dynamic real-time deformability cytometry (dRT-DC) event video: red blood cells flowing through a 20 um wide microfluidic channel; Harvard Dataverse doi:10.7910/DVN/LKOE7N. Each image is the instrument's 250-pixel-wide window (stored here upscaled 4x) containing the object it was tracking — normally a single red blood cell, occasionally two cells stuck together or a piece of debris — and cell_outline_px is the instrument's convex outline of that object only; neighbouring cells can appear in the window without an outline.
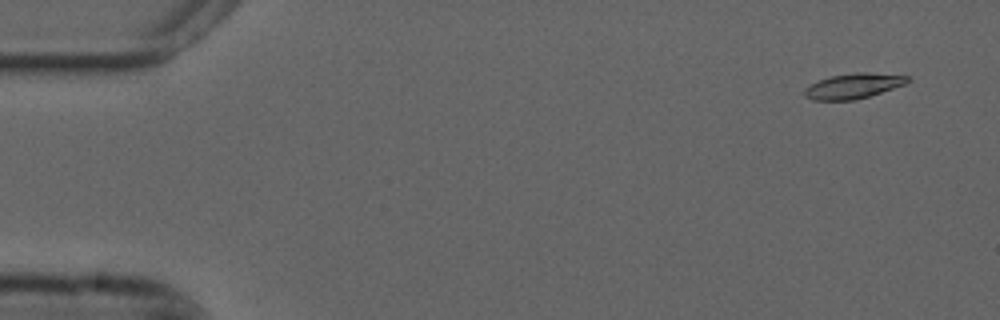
{"species": "common noctule bat (a hibernating species)", "species_latin": "Nyctalus noctula", "temperature_condition": "cold", "stored_images_in_passage": 56, "camera_frame_rate_fps": 3000, "um_per_image_px": 0.085, "animal": {"sex": "male", "forearm_length_mm": 52.5}, "frame": {"image": 1, "passage_image": 4, "time_ms": 1.0, "image_size_px": [1000, 320], "cell_outline_px": [[912, 80], [908, 84], [856, 100], [812, 100], [804, 96], [804, 88], [808, 84], [832, 76], [856, 72], [868, 72], [908, 76]], "centroid_in_image_um": [72.56, 7.31], "position_along_channel_um": 12.4, "area_um2": 15.32}}
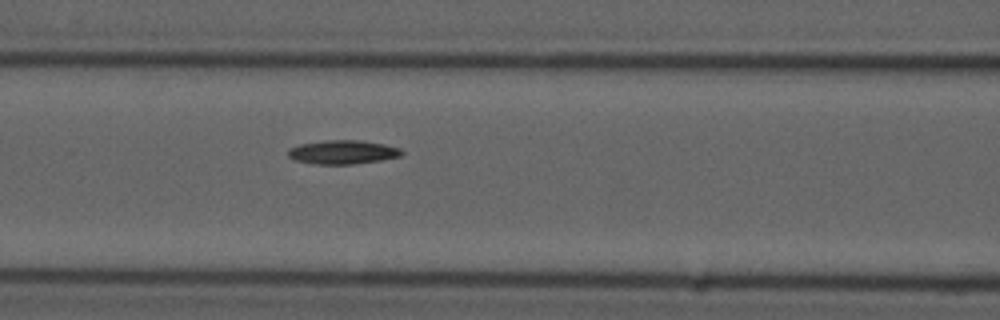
{"frame": {"image": 2, "passage_image": 24, "time_ms": 7.667, "image_size_px": [1000, 320], "cell_outline_px": [[404, 152], [400, 156], [380, 160], [352, 164], [312, 164], [296, 160], [288, 156], [288, 148], [300, 144], [328, 140], [360, 140], [384, 144], [400, 148]], "centroid_in_image_um": [29.12, 12.93], "position_along_channel_um": 137.5, "area_um2": 15.72}}
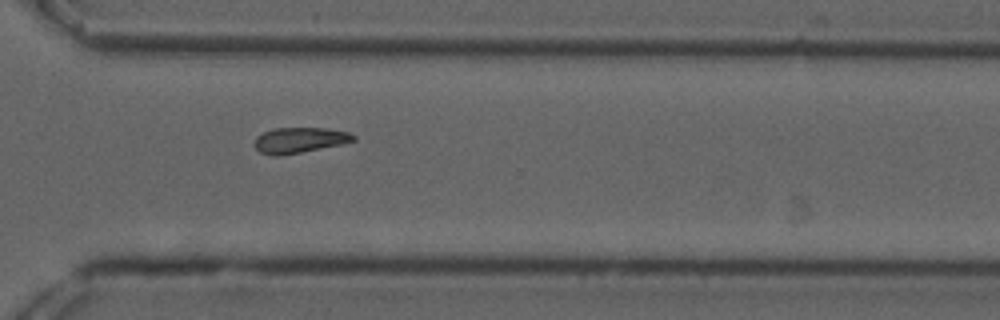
{"frame": {"image": 3, "passage_image": 41, "time_ms": 13.333, "image_size_px": [1000, 320], "cell_outline_px": [[356, 140], [340, 144], [280, 156], [272, 156], [260, 152], [252, 144], [256, 136], [264, 132], [276, 128], [324, 128], [348, 132], [356, 136]], "centroid_in_image_um": [25.41, 11.91], "position_along_channel_um": 345.2, "area_um2": 14.62}}